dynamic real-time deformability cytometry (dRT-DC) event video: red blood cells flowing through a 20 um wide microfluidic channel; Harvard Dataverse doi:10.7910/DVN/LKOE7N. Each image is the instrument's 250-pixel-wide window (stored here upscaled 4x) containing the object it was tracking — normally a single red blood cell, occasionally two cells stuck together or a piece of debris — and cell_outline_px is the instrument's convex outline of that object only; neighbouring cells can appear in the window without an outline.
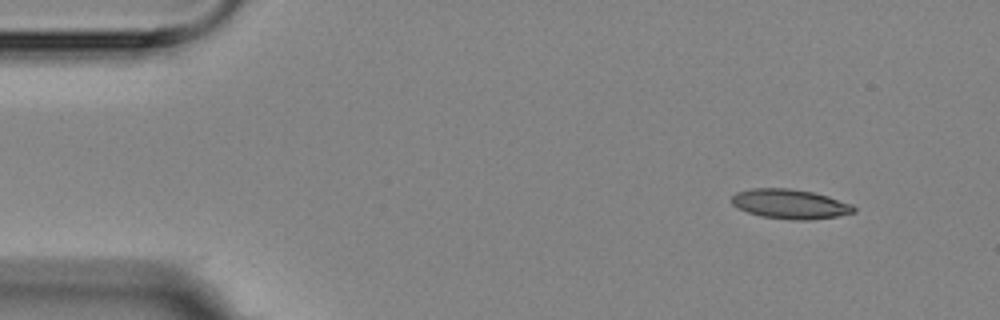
{"species": "Egyptian fruit bat (a non-hibernating species)", "species_latin": "Rousettus aegyptiacus", "temperature_condition": "room temperature", "stored_images_in_passage": 4, "camera_frame_rate_fps": 3000, "um_per_image_px": 0.085, "animal": {"sex": "female"}, "frame": {"image": 1, "passage_image": 1, "time_ms": 0.0, "image_size_px": [1000, 320], "cell_outline_px": [[856, 212], [836, 216], [812, 220], [792, 220], [760, 216], [748, 212], [732, 204], [732, 196], [736, 192], [752, 188], [788, 188], [812, 192], [828, 196], [852, 204], [856, 208]], "centroid_in_image_um": [67.17, 17.34], "position_along_channel_um": 17.8, "area_um2": 21.04}}
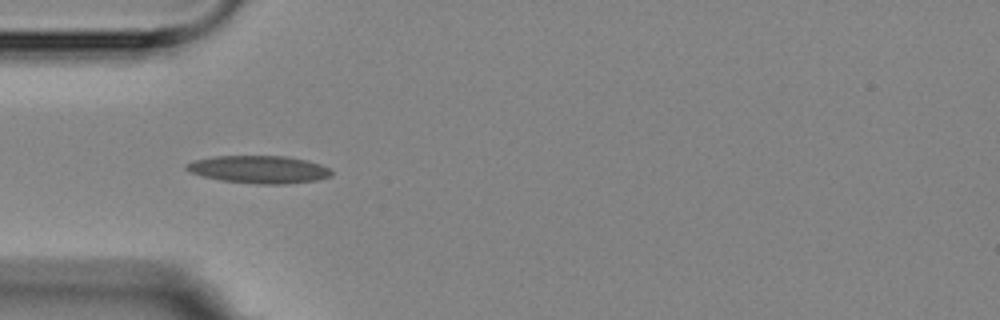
{"frame": {"image": 2, "passage_image": 4, "time_ms": 3.667, "image_size_px": [1000, 320], "cell_outline_px": [[332, 176], [316, 180], [284, 184], [256, 184], [220, 180], [200, 176], [184, 168], [184, 164], [192, 160], [212, 156], [288, 156], [308, 160], [320, 164], [328, 168], [332, 172]], "centroid_in_image_um": [21.98, 14.39], "position_along_channel_um": 63.0, "area_um2": 23.58}}